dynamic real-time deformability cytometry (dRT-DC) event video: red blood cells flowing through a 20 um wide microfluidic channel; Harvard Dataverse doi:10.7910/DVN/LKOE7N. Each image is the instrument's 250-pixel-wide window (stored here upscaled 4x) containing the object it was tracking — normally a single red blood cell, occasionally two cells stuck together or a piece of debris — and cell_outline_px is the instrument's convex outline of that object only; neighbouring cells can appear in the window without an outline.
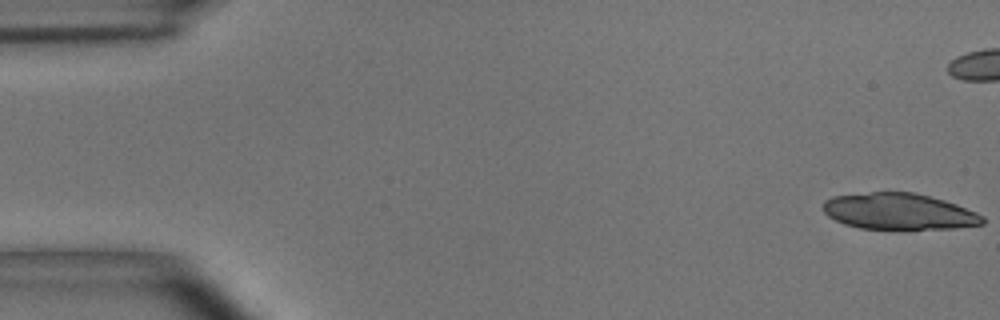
{"species": "common noctule bat (a hibernating species)", "species_latin": "Nyctalus noctula", "temperature_condition": "room temperature", "stored_images_in_passage": 23, "camera_frame_rate_fps": 3000, "um_per_image_px": 0.085, "animal": {"sex": "male", "body_mass_g": 15.6}, "frame": {"image": 1, "passage_image": 1, "time_ms": 0.0, "image_size_px": [1000, 320], "cell_outline_px": [[984, 224], [952, 228], [860, 228], [844, 224], [828, 216], [824, 212], [824, 200], [832, 196], [872, 192], [912, 192], [944, 200], [956, 204], [976, 212], [984, 216]], "centroid_in_image_um": [76.4, 17.96], "position_along_channel_um": 8.6, "area_um2": 33.29}}